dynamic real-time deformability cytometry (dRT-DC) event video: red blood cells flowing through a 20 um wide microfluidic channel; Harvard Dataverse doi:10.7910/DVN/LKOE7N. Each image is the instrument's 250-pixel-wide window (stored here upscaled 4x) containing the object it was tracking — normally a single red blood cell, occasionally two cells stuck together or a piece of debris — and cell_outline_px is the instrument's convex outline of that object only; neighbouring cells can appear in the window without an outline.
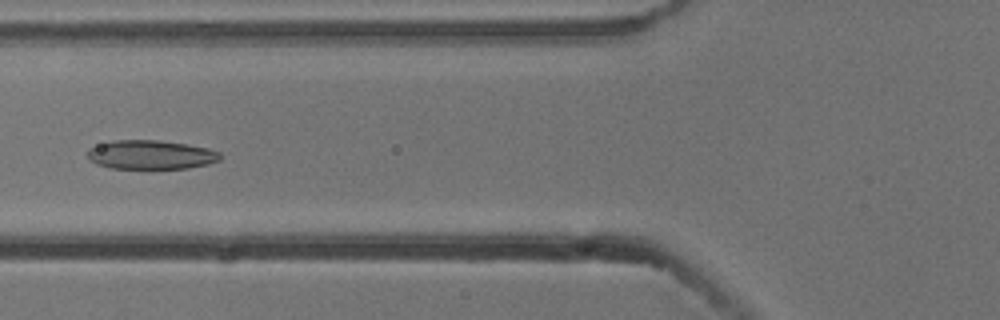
{"species": "common noctule bat (a hibernating species)", "species_latin": "Nyctalus noctula", "temperature_condition": "cold", "stored_images_in_passage": 5, "camera_frame_rate_fps": 3000, "um_per_image_px": 0.085, "animal": {"sex": "male", "body_mass_g": 13.3}, "frame": {"image": 1, "passage_image": 5, "time_ms": 1.333, "image_size_px": [1000, 320], "cell_outline_px": [[220, 160], [208, 164], [188, 168], [152, 172], [108, 168], [96, 164], [88, 160], [88, 148], [112, 140], [160, 140], [188, 144], [208, 148], [220, 152]], "centroid_in_image_um": [12.8, 13.21], "position_along_channel_um": 113.0, "area_um2": 23.7}}